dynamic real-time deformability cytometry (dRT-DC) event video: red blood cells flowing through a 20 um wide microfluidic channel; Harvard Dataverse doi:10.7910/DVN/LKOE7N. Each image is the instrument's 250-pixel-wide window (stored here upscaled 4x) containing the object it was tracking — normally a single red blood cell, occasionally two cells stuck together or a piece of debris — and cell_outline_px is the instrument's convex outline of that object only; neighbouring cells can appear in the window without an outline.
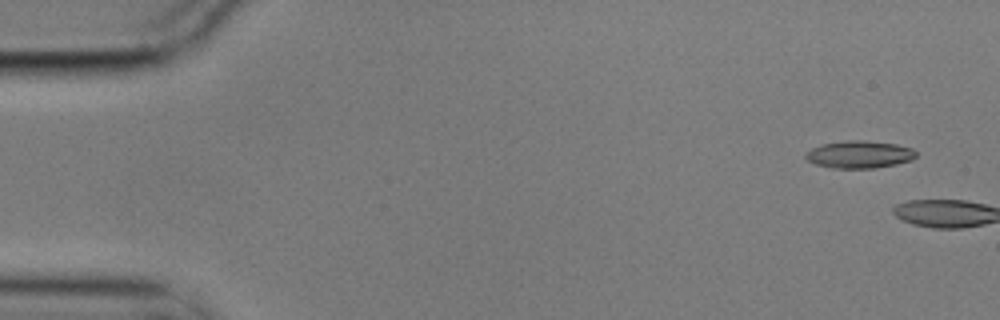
{"species": "common noctule bat (a hibernating species)", "species_latin": "Nyctalus noctula", "temperature_condition": "cold", "stored_images_in_passage": 7, "camera_frame_rate_fps": 3000, "um_per_image_px": 0.085, "animal": {"sex": "male", "body_mass_g": 17.9}, "frame": {"image": 1, "passage_image": 1, "time_ms": 0.0, "image_size_px": [1000, 320], "cell_outline_px": [[916, 156], [912, 160], [896, 164], [876, 168], [832, 168], [816, 164], [808, 160], [804, 156], [812, 148], [820, 144], [844, 140], [864, 140], [896, 144], [912, 148], [916, 152]], "centroid_in_image_um": [73.05, 13.12], "position_along_channel_um": 11.9, "area_um2": 17.69}}
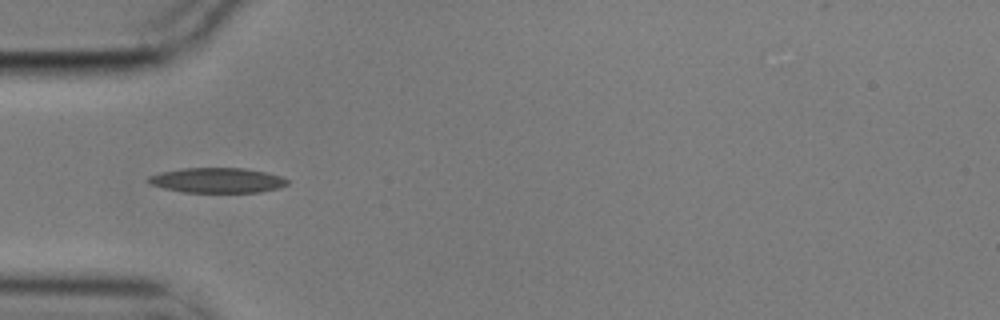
{"frame": {"image": 2, "passage_image": 6, "time_ms": 1.667, "image_size_px": [1000, 320], "cell_outline_px": [[288, 184], [280, 188], [260, 192], [184, 192], [164, 188], [148, 184], [148, 176], [160, 172], [180, 168], [244, 168], [268, 172], [280, 176], [288, 180]], "centroid_in_image_um": [18.46, 15.32], "position_along_channel_um": 66.5, "area_um2": 20.4}}
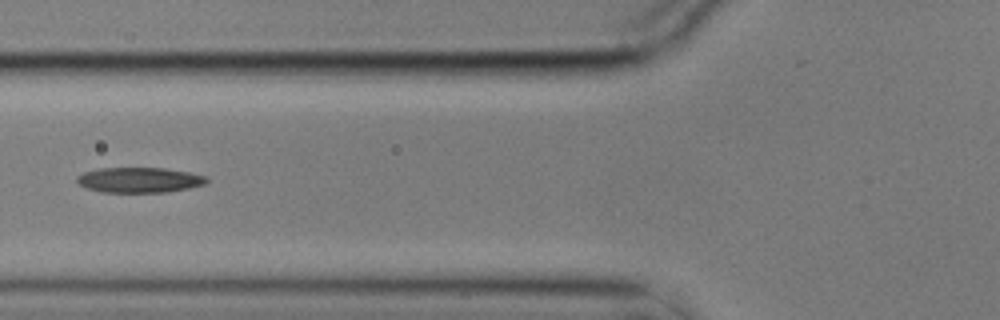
{"frame": {"image": 3, "passage_image": 7, "time_ms": 2.0, "image_size_px": [1000, 320], "cell_outline_px": [[208, 180], [204, 184], [188, 188], [168, 192], [100, 192], [76, 184], [76, 176], [84, 172], [100, 168], [164, 168], [188, 172], [208, 176]], "centroid_in_image_um": [11.82, 15.3], "position_along_channel_um": 114.0, "area_um2": 19.13}}